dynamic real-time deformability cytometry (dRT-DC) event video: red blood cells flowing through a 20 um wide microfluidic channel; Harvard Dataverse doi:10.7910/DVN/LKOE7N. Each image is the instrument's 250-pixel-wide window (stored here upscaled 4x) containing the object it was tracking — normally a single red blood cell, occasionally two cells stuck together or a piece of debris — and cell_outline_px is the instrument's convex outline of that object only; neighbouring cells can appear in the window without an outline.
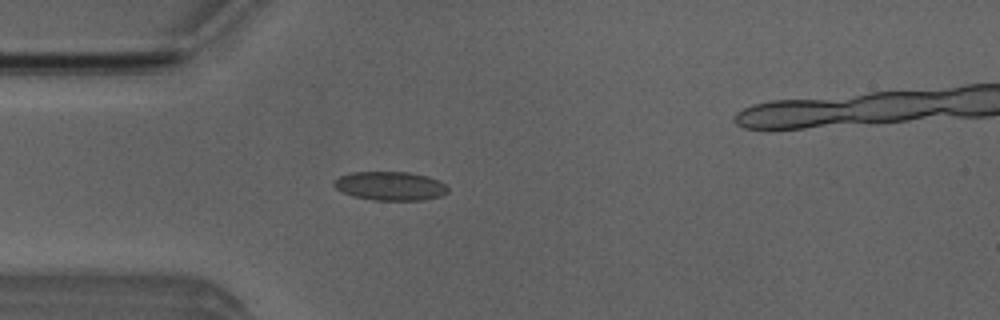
{"species": "Egyptian fruit bat (a non-hibernating species)", "species_latin": "Rousettus aegyptiacus", "temperature_condition": "room temperature", "stored_images_in_passage": 52, "camera_frame_rate_fps": 3000, "um_per_image_px": 0.085, "animal": {"sex": "male"}, "frame": {"image": 1, "passage_image": 14, "time_ms": 4.333, "image_size_px": [1000, 320], "cell_outline_px": [[448, 192], [440, 196], [424, 200], [372, 200], [352, 196], [340, 192], [332, 184], [332, 180], [340, 176], [352, 172], [408, 172], [428, 176], [440, 180], [448, 188]], "centroid_in_image_um": [33.14, 15.81], "position_along_channel_um": 51.9, "area_um2": 19.36}}
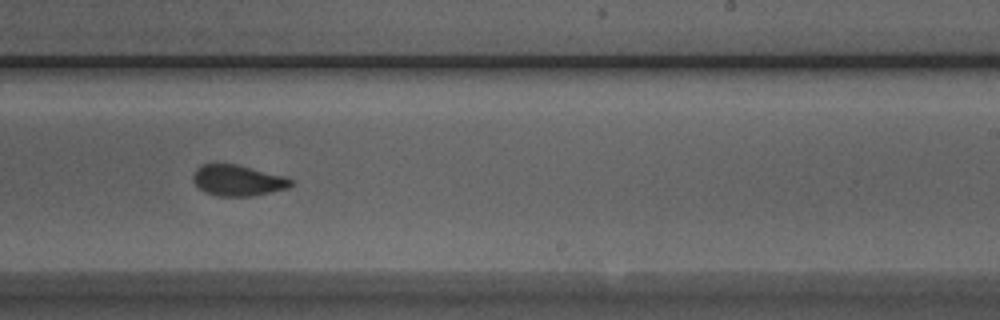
{"frame": {"image": 2, "passage_image": 31, "time_ms": 10.0, "image_size_px": [1000, 320], "cell_outline_px": [[292, 184], [288, 188], [252, 196], [216, 196], [204, 192], [192, 180], [192, 176], [196, 168], [200, 164], [236, 164], [288, 176], [292, 180]], "centroid_in_image_um": [20.21, 15.33], "position_along_channel_um": 268.8, "area_um2": 17.8}}
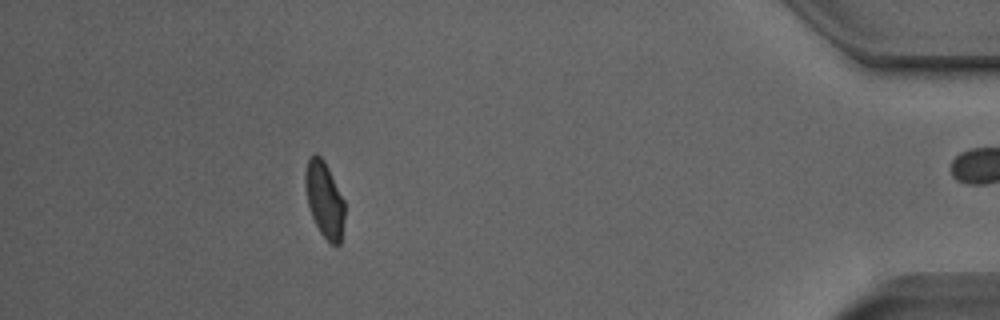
{"frame": {"image": 3, "passage_image": 46, "time_ms": 15.0, "image_size_px": [1000, 320], "cell_outline_px": [[344, 220], [340, 244], [332, 244], [320, 232], [312, 216], [308, 204], [304, 184], [304, 172], [308, 160], [312, 152], [316, 152], [324, 160], [344, 200]], "centroid_in_image_um": [27.56, 16.91], "position_along_channel_um": 407.6, "area_um2": 17.34}, "authors_computed_cell_mechanics": {"area_um2": 18.3515, "velocity_mm_per_s": 3.9485, "shape_relaxation_time_tau1_ms": 8.0809, "shape_relaxation_time_tau2_ms": 0.9486, "deformation_change_tau1": 0.142, "deformation_change_tau2": 0.0652}}